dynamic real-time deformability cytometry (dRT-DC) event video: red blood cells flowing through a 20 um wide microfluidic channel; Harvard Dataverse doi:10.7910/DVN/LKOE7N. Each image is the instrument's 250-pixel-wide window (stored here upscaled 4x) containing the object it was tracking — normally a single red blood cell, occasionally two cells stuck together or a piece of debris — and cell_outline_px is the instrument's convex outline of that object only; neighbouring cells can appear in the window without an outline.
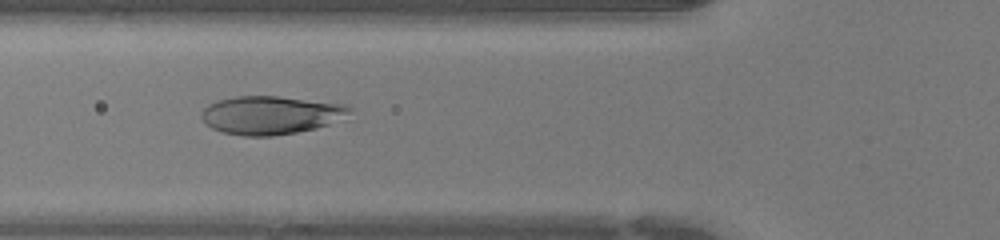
{"species": "human", "species_latin": "Homo sapiens", "temperature_condition": "warm", "stored_images_in_passage": 43, "camera_frame_rate_fps": 3000, "um_per_image_px": 0.085, "donor": {"sex": "female"}, "frame": {"image": 1, "passage_image": 15, "time_ms": 4.667, "image_size_px": [1000, 240], "cell_outline_px": [[352, 108], [348, 112], [328, 124], [316, 128], [296, 132], [272, 136], [244, 136], [220, 132], [204, 124], [200, 116], [200, 112], [208, 104], [216, 100], [236, 96], [280, 96], [348, 104]], "centroid_in_image_um": [22.92, 9.77], "position_along_channel_um": 102.9, "area_um2": 33.18}}
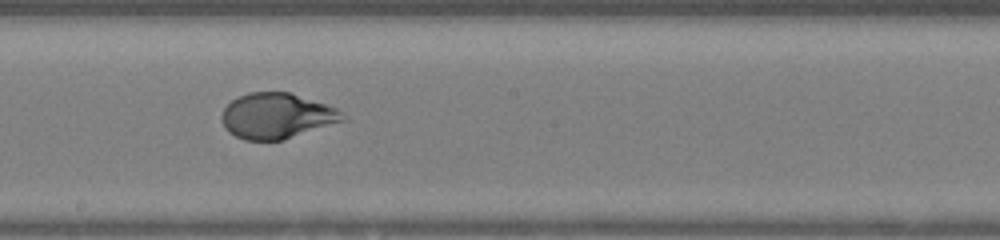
{"frame": {"image": 2, "passage_image": 23, "time_ms": 7.333, "image_size_px": [1000, 240], "cell_outline_px": [[348, 120], [284, 140], [244, 140], [228, 132], [224, 128], [220, 120], [220, 116], [224, 108], [232, 100], [248, 92], [288, 92], [336, 108]], "centroid_in_image_um": [23.5, 9.87], "position_along_channel_um": 224.7, "area_um2": 32.14}}
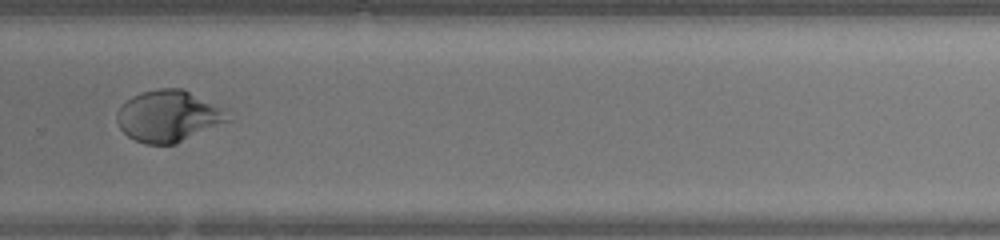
{"frame": {"image": 3, "passage_image": 29, "time_ms": 9.333, "image_size_px": [1000, 240], "cell_outline_px": [[232, 120], [176, 144], [144, 144], [128, 136], [120, 128], [116, 120], [116, 116], [120, 108], [132, 96], [140, 92], [156, 88], [184, 88], [228, 108]], "centroid_in_image_um": [14.4, 9.85], "position_along_channel_um": 315.4, "area_um2": 33.93}}